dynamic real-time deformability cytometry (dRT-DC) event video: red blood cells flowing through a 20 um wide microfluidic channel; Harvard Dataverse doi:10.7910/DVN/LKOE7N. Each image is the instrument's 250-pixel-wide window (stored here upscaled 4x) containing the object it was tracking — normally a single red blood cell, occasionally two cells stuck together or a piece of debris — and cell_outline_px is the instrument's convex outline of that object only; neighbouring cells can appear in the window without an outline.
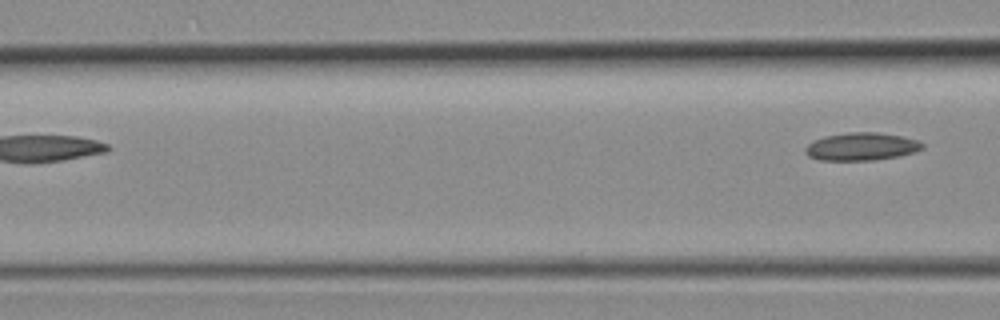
{"species": "common noctule bat (a hibernating species)", "species_latin": "Nyctalus noctula", "temperature_condition": "room temperature", "stored_images_in_passage": 4, "segment_of_instrument_passage": [2, 2], "camera_frame_rate_fps": 3000, "um_per_image_px": 0.085, "animal": {"sex": "female", "body_mass_g": 19.3, "forearm_length_mm": 54.1}, "frame": {"image": 1, "passage_image": 4, "time_ms": 1.0, "image_size_px": [1000, 320], "cell_outline_px": [[924, 148], [916, 152], [900, 156], [876, 160], [820, 160], [808, 156], [804, 152], [804, 148], [808, 144], [824, 136], [848, 132], [876, 132], [900, 136], [916, 140], [924, 144]], "centroid_in_image_um": [73.23, 12.46], "position_along_channel_um": 93.4, "area_um2": 19.02}}